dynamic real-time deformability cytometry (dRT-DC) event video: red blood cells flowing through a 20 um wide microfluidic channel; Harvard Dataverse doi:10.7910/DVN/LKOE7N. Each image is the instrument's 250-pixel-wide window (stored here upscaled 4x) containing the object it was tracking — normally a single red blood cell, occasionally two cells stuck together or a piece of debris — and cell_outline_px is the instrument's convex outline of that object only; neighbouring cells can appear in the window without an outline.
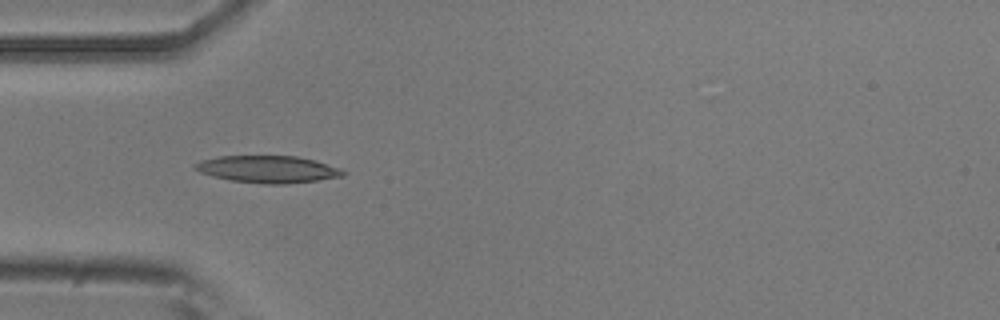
{"species": "common noctule bat (a hibernating species)", "species_latin": "Nyctalus noctula", "temperature_condition": "room temperature", "stored_images_in_passage": 8, "camera_frame_rate_fps": 3000, "um_per_image_px": 0.085, "animal": {"sex": "male", "body_mass_g": 20.5, "forearm_length_mm": 52.5}, "frame": {"image": 1, "passage_image": 5, "time_ms": 1.333, "image_size_px": [1000, 320], "cell_outline_px": [[348, 172], [344, 176], [316, 180], [284, 184], [264, 184], [232, 180], [212, 176], [200, 172], [192, 168], [192, 164], [200, 160], [220, 156], [296, 156], [316, 160], [340, 168]], "centroid_in_image_um": [22.76, 14.38], "position_along_channel_um": 62.2, "area_um2": 23.47}}
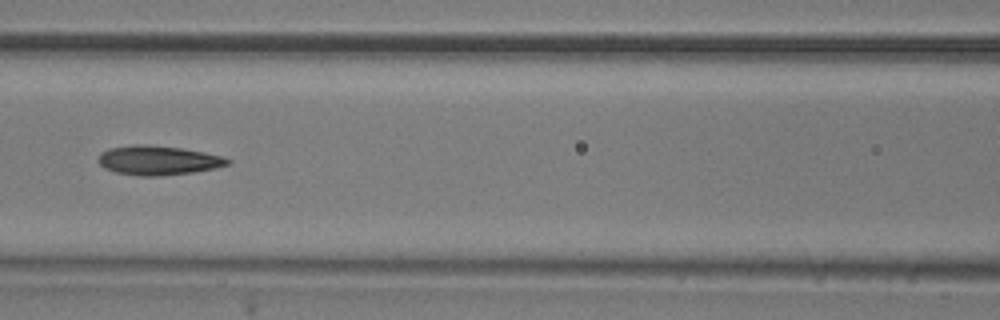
{"frame": {"image": 2, "passage_image": 7, "time_ms": 2.0, "image_size_px": [1000, 320], "cell_outline_px": [[232, 160], [228, 164], [216, 168], [192, 172], [160, 176], [140, 176], [116, 172], [104, 168], [96, 160], [100, 152], [108, 148], [132, 144], [148, 144], [184, 148], [204, 152], [220, 156]], "centroid_in_image_um": [13.39, 13.61], "position_along_channel_um": 153.2, "area_um2": 22.31}}
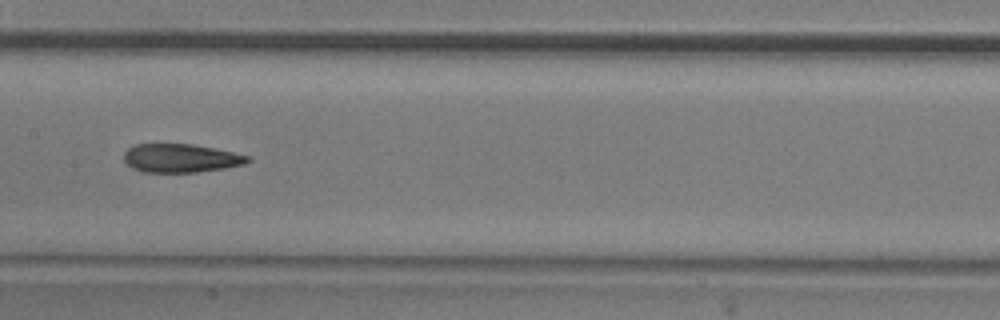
{"frame": {"image": 3, "passage_image": 8, "time_ms": 2.333, "image_size_px": [1000, 320], "cell_outline_px": [[252, 160], [244, 164], [224, 168], [196, 172], [144, 172], [132, 168], [124, 160], [124, 152], [128, 148], [136, 144], [192, 144], [232, 152], [248, 156]], "centroid_in_image_um": [15.34, 13.44], "position_along_channel_um": 192.1, "area_um2": 20.4}}